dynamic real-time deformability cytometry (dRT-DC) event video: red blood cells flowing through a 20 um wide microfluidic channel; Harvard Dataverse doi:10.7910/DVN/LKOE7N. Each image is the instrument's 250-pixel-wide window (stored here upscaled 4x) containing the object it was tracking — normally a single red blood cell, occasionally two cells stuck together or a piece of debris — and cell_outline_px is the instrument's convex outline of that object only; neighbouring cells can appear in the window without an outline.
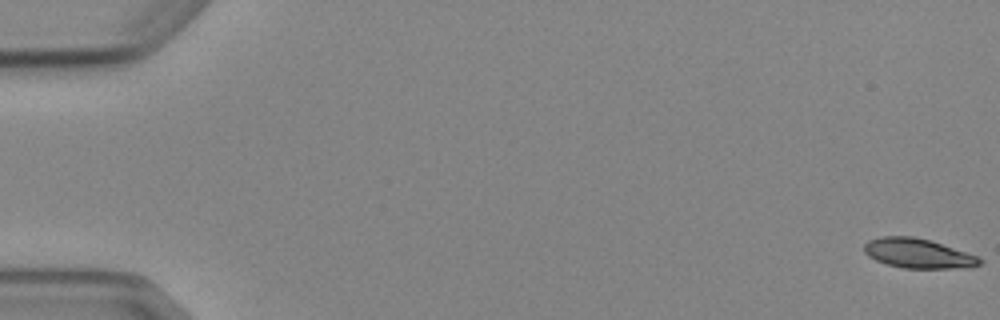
{"species": "Egyptian fruit bat (a non-hibernating species)", "species_latin": "Rousettus aegyptiacus", "temperature_condition": "cold", "stored_images_in_passage": 8, "camera_frame_rate_fps": 3000, "um_per_image_px": 0.085, "animal": {"sex": "female"}, "frame": {"image": 1, "passage_image": 1, "time_ms": 0.0, "image_size_px": [1000, 320], "cell_outline_px": [[984, 260], [980, 264], [972, 268], [904, 268], [888, 264], [876, 260], [868, 256], [864, 252], [864, 244], [868, 240], [880, 236], [912, 236], [932, 240], [980, 256]], "centroid_in_image_um": [78.09, 21.53], "position_along_channel_um": 6.9, "area_um2": 20.29}}
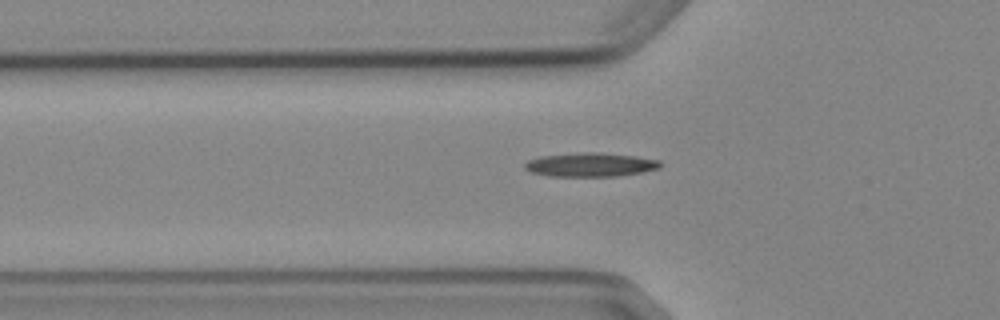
{"frame": {"image": 2, "passage_image": 7, "time_ms": 8.0, "image_size_px": [1000, 320], "cell_outline_px": [[660, 168], [640, 172], [616, 176], [548, 176], [532, 172], [524, 168], [524, 164], [528, 160], [540, 156], [584, 152], [600, 152], [636, 156], [660, 160]], "centroid_in_image_um": [50.17, 13.99], "position_along_channel_um": 75.6, "area_um2": 18.79}}
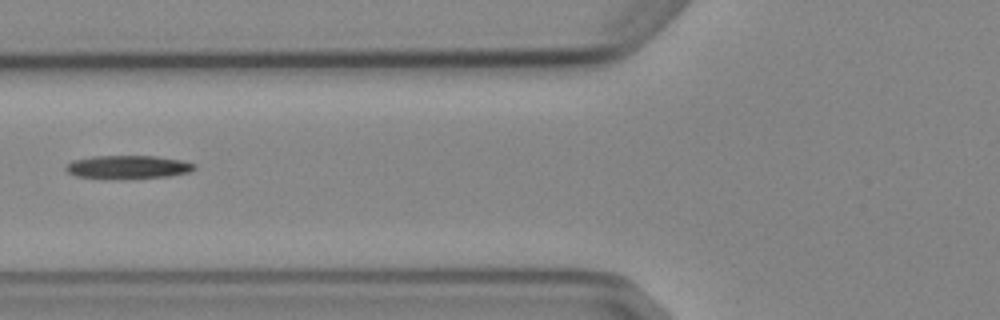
{"frame": {"image": 3, "passage_image": 8, "time_ms": 9.0, "image_size_px": [1000, 320], "cell_outline_px": [[196, 168], [188, 172], [168, 176], [104, 180], [76, 176], [68, 172], [64, 168], [72, 160], [92, 156], [156, 156], [180, 160], [196, 164]], "centroid_in_image_um": [10.82, 14.21], "position_along_channel_um": 115.0, "area_um2": 17.69}}